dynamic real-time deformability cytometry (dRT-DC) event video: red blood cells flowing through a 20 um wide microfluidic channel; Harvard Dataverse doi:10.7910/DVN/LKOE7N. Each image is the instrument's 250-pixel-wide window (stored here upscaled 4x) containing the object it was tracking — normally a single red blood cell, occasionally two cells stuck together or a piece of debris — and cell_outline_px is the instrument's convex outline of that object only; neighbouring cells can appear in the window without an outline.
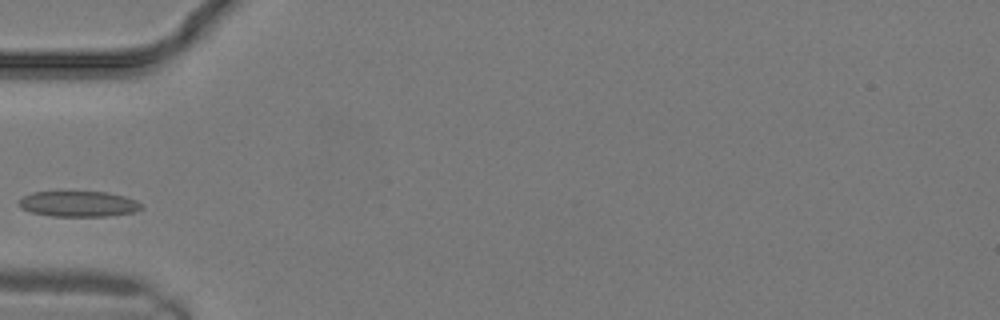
{"species": "common noctule bat (a hibernating species)", "species_latin": "Nyctalus noctula", "temperature_condition": "warm", "stored_images_in_passage": 8, "camera_frame_rate_fps": 3000, "um_per_image_px": 0.085, "animal": {"sex": "male", "body_mass_g": 19.2, "forearm_length_mm": 51.8}, "frame": {"image": 1, "passage_image": 4, "time_ms": 1.0, "image_size_px": [1000, 320], "cell_outline_px": [[144, 208], [136, 212], [108, 216], [52, 216], [32, 212], [20, 208], [20, 200], [24, 196], [32, 192], [72, 188], [108, 192], [124, 196], [136, 200], [144, 204]], "centroid_in_image_um": [6.71, 17.27], "position_along_channel_um": 78.3, "area_um2": 19.42}}
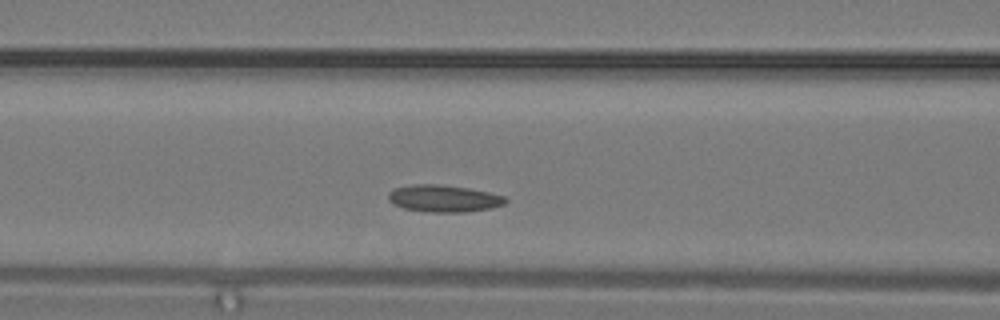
{"frame": {"image": 2, "passage_image": 6, "time_ms": 1.667, "image_size_px": [1000, 320], "cell_outline_px": [[508, 200], [504, 204], [492, 208], [464, 212], [428, 212], [404, 208], [392, 204], [388, 200], [388, 192], [396, 188], [412, 184], [440, 184], [468, 188], [488, 192], [504, 196]], "centroid_in_image_um": [37.7, 16.87], "position_along_channel_um": 128.9, "area_um2": 18.5}}
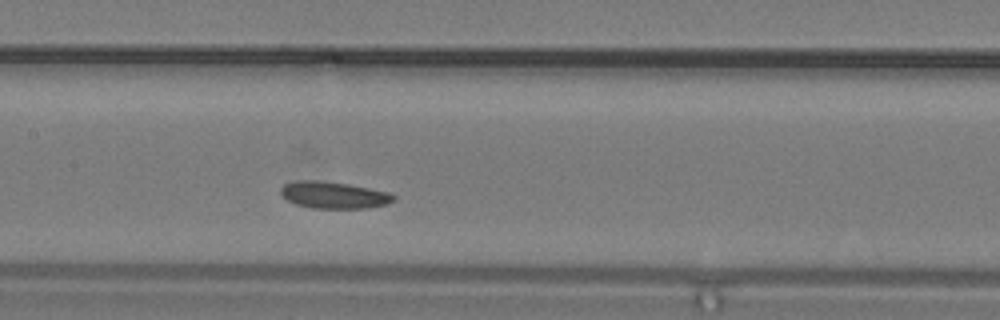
{"frame": {"image": 3, "passage_image": 8, "time_ms": 2.333, "image_size_px": [1000, 320], "cell_outline_px": [[396, 200], [388, 204], [364, 208], [312, 208], [296, 204], [280, 196], [280, 188], [284, 184], [296, 180], [316, 180], [348, 184], [388, 192], [396, 196]], "centroid_in_image_um": [28.35, 16.58], "position_along_channel_um": 179.1, "area_um2": 17.69}}